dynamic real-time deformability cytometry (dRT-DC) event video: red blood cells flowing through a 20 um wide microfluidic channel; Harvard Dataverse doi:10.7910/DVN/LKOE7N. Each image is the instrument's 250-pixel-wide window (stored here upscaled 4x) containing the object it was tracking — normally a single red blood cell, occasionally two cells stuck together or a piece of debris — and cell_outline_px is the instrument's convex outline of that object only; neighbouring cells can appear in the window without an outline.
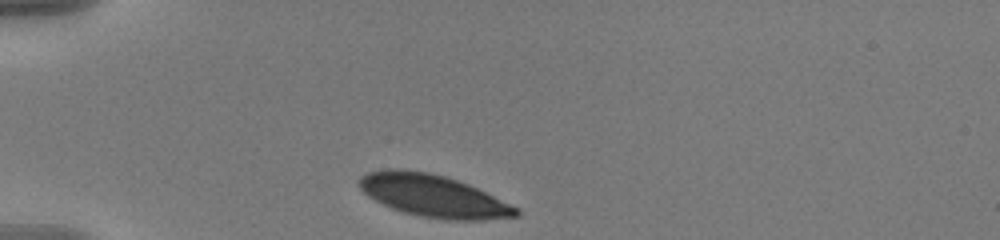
{"species": "human", "species_latin": "Homo sapiens", "temperature_condition": "warm", "stored_images_in_passage": 6, "camera_frame_rate_fps": 3000, "um_per_image_px": 0.085, "donor": {"sex": "male"}, "frame": {"image": 1, "passage_image": 1, "time_ms": 0.0, "image_size_px": [1000, 240], "cell_outline_px": [[520, 216], [484, 220], [448, 220], [420, 216], [404, 212], [392, 208], [368, 196], [356, 184], [360, 176], [368, 172], [388, 168], [400, 168], [428, 172], [444, 176], [468, 184], [520, 208]], "centroid_in_image_um": [36.83, 16.64], "position_along_channel_um": 48.2, "area_um2": 38.73}}
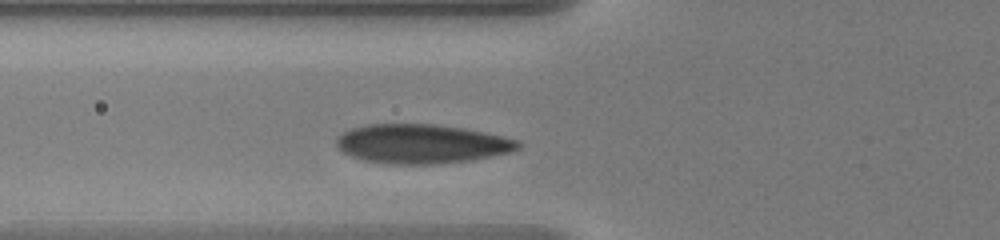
{"frame": {"image": 2, "passage_image": 4, "time_ms": 1.0, "image_size_px": [1000, 240], "cell_outline_px": [[520, 148], [512, 152], [472, 160], [436, 164], [384, 164], [364, 160], [352, 156], [344, 152], [336, 144], [336, 140], [344, 132], [352, 128], [368, 124], [432, 124], [464, 128], [500, 136], [516, 140], [520, 144]], "centroid_in_image_um": [35.84, 12.23], "position_along_channel_um": 90.0, "area_um2": 41.27}}
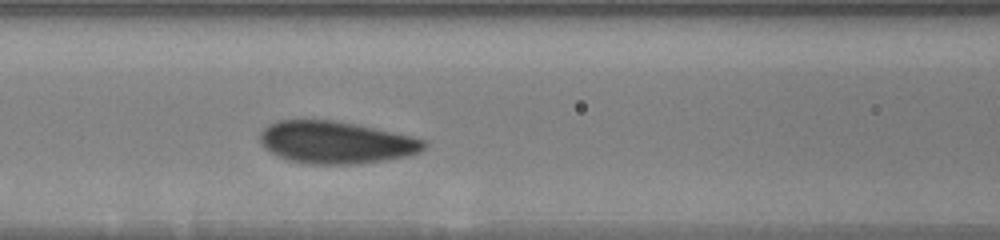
{"frame": {"image": 3, "passage_image": 6, "time_ms": 1.667, "image_size_px": [1000, 240], "cell_outline_px": [[428, 144], [420, 152], [408, 156], [360, 164], [304, 164], [288, 160], [276, 156], [264, 148], [260, 144], [260, 132], [268, 124], [276, 120], [332, 120], [356, 124], [412, 136], [428, 140]], "centroid_in_image_um": [28.54, 12.11], "position_along_channel_um": 138.1, "area_um2": 40.86}}